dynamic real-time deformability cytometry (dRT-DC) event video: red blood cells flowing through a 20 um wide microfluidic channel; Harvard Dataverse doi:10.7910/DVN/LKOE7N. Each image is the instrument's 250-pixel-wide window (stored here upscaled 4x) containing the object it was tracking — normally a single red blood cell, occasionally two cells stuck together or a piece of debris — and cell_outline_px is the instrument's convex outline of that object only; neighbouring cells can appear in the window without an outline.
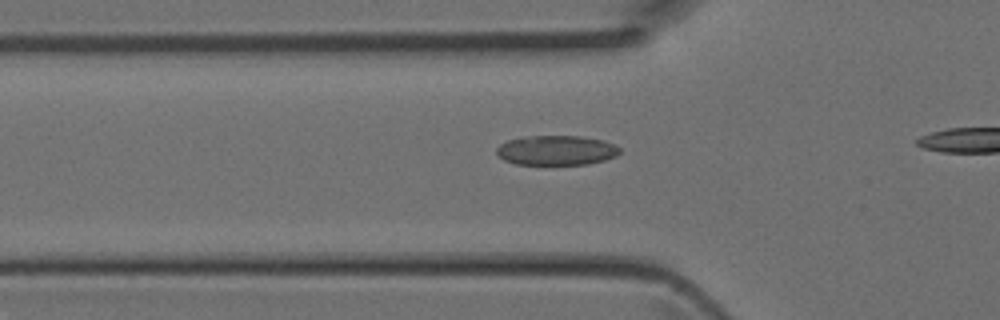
{"species": "Egyptian fruit bat (a non-hibernating species)", "species_latin": "Rousettus aegyptiacus", "temperature_condition": "room temperature", "stored_images_in_passage": 15, "camera_frame_rate_fps": 3000, "um_per_image_px": 0.085, "animal": {"sex": "female"}, "frame": {"image": 1, "passage_image": 5, "time_ms": 1.333, "image_size_px": [1000, 320], "cell_outline_px": [[620, 152], [616, 156], [604, 160], [588, 164], [516, 164], [504, 160], [496, 152], [496, 148], [500, 144], [508, 140], [524, 136], [580, 136], [604, 140], [620, 148]], "centroid_in_image_um": [47.29, 12.77], "position_along_channel_um": 78.5, "area_um2": 21.27}}
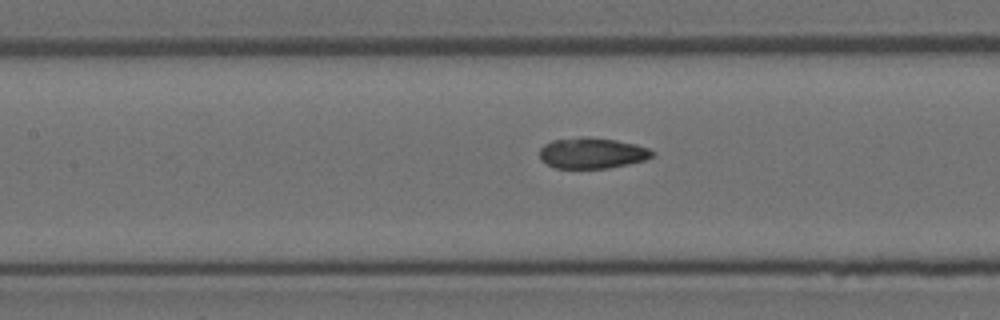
{"frame": {"image": 2, "passage_image": 10, "time_ms": 3.0, "image_size_px": [1000, 320], "cell_outline_px": [[656, 152], [652, 156], [644, 160], [628, 164], [608, 168], [556, 168], [540, 160], [540, 148], [544, 144], [552, 140], [584, 136], [616, 140], [636, 144], [648, 148]], "centroid_in_image_um": [50.32, 13.0], "position_along_channel_um": 157.1, "area_um2": 20.29}}
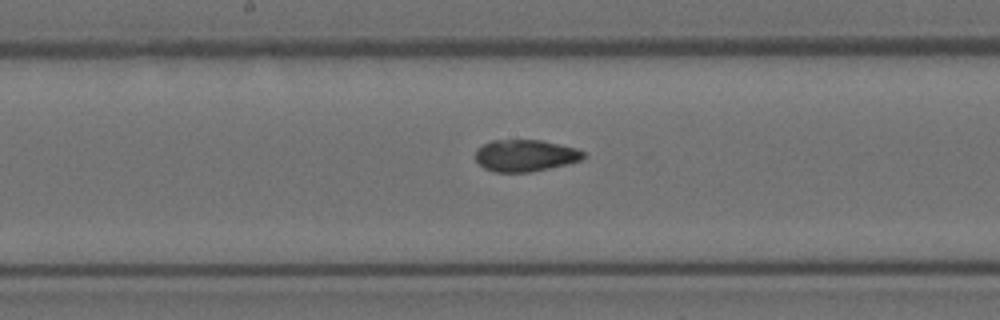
{"frame": {"image": 3, "passage_image": 13, "time_ms": 4.0, "image_size_px": [1000, 320], "cell_outline_px": [[584, 160], [568, 164], [528, 172], [492, 172], [484, 168], [476, 160], [476, 148], [492, 140], [540, 140], [576, 148], [584, 152]], "centroid_in_image_um": [44.64, 13.22], "position_along_channel_um": 203.6, "area_um2": 20.0}}